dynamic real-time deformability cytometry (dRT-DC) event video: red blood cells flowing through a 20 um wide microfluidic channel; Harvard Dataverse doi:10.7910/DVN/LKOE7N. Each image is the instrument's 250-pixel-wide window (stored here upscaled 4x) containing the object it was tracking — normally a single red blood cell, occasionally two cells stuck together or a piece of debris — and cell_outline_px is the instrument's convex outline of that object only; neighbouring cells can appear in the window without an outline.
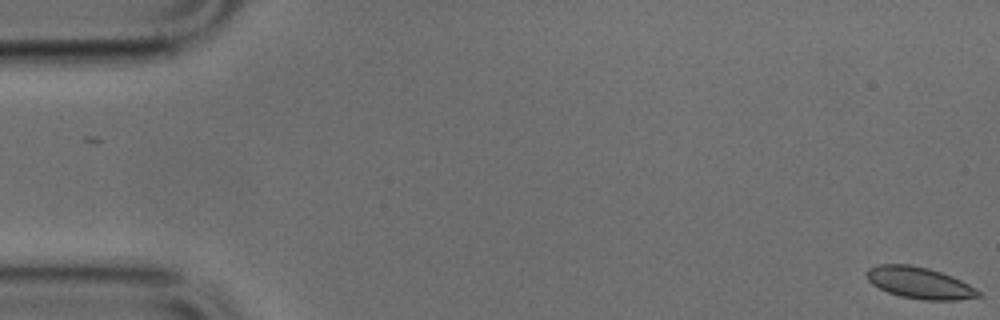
{"species": "common noctule bat (a hibernating species)", "species_latin": "Nyctalus noctula", "temperature_condition": "cold", "stored_images_in_passage": 51, "camera_frame_rate_fps": 3000, "um_per_image_px": 0.085, "animal": {"sex": "male", "body_mass_g": 17.9, "forearm_length_mm": 54.2}, "frame": {"image": 1, "passage_image": 1, "time_ms": 0.0, "image_size_px": [1000, 320], "cell_outline_px": [[980, 296], [956, 300], [924, 300], [900, 296], [888, 292], [872, 284], [868, 280], [868, 268], [880, 264], [908, 264], [928, 268], [952, 276], [976, 288], [980, 292]], "centroid_in_image_um": [78.16, 24.04], "position_along_channel_um": 6.8, "area_um2": 20.29}}
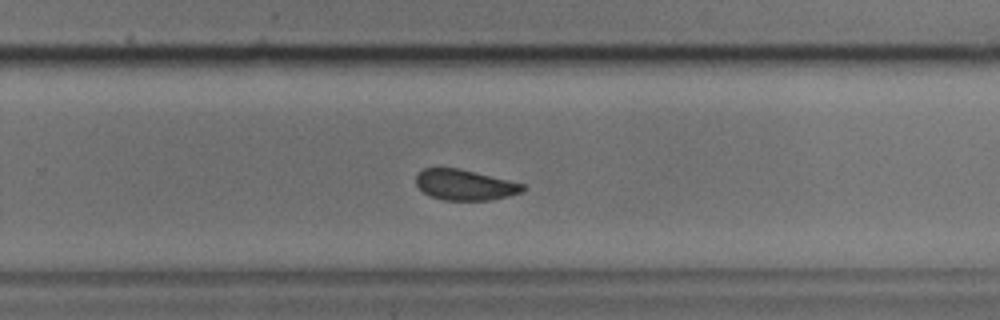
{"frame": {"image": 2, "passage_image": 33, "time_ms": 10.667, "image_size_px": [1000, 320], "cell_outline_px": [[524, 192], [508, 196], [488, 200], [444, 200], [432, 196], [424, 192], [416, 184], [416, 176], [424, 168], [460, 168], [524, 184]], "centroid_in_image_um": [39.52, 15.71], "position_along_channel_um": 290.3, "area_um2": 18.84}}
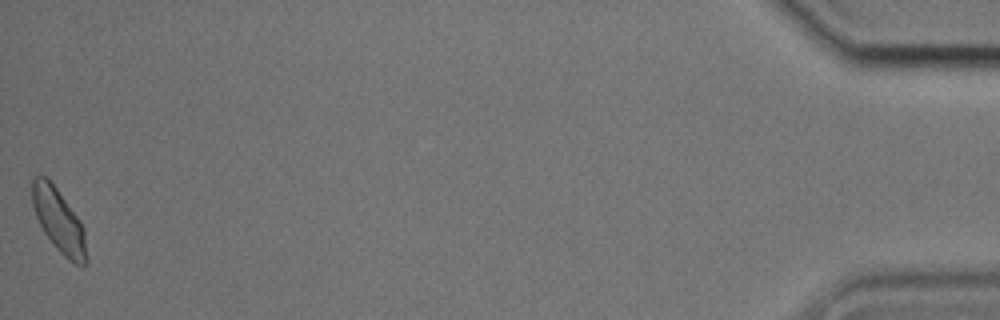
{"frame": {"image": 3, "passage_image": 51, "time_ms": 16.667, "image_size_px": [1000, 320], "cell_outline_px": [[88, 264], [76, 264], [68, 260], [56, 248], [44, 232], [36, 216], [32, 204], [32, 176], [44, 176], [56, 188], [80, 220], [84, 228], [88, 260]], "centroid_in_image_um": [5.01, 18.79], "position_along_channel_um": 430.2, "area_um2": 19.94}}